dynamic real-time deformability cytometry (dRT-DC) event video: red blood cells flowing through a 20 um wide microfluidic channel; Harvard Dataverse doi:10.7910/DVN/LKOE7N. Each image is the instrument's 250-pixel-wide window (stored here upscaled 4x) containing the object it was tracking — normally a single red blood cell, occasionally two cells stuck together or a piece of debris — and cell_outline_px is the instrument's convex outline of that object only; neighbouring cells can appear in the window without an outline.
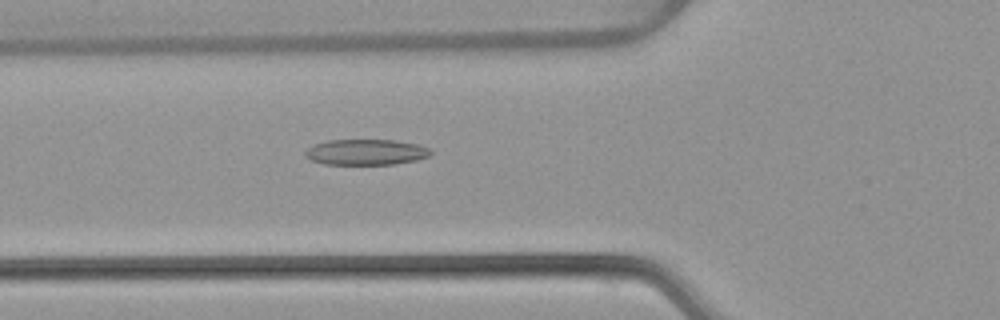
{"species": "common noctule bat (a hibernating species)", "species_latin": "Nyctalus noctula", "temperature_condition": "warm", "stored_images_in_passage": 52, "camera_frame_rate_fps": 3000, "um_per_image_px": 0.085, "animal": {"sex": "female", "body_mass_g": 22.7, "forearm_length_mm": 54.2}, "frame": {"image": 1, "passage_image": 19, "time_ms": 6.0, "image_size_px": [1000, 320], "cell_outline_px": [[432, 152], [428, 156], [416, 160], [392, 164], [324, 164], [312, 160], [304, 156], [304, 152], [308, 148], [316, 144], [328, 140], [396, 140], [420, 144], [428, 148]], "centroid_in_image_um": [31.11, 12.92], "position_along_channel_um": 94.7, "area_um2": 18.73}}
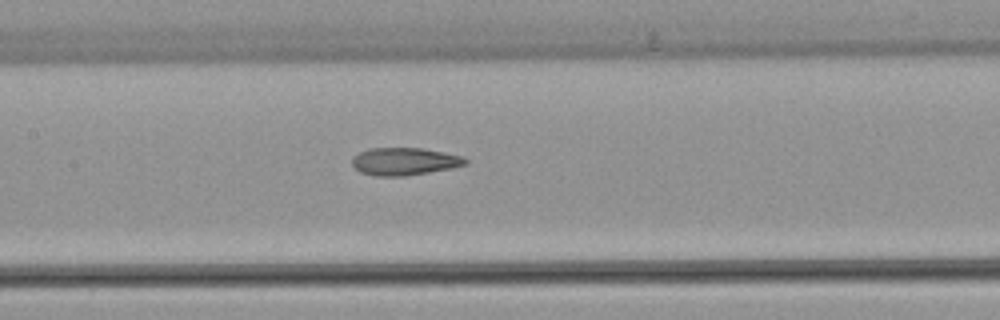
{"frame": {"image": 2, "passage_image": 25, "time_ms": 8.0, "image_size_px": [1000, 320], "cell_outline_px": [[468, 164], [452, 168], [404, 176], [376, 176], [360, 172], [352, 164], [352, 156], [368, 148], [424, 148], [464, 156], [468, 160]], "centroid_in_image_um": [34.4, 13.71], "position_along_channel_um": 173.0, "area_um2": 18.32}}
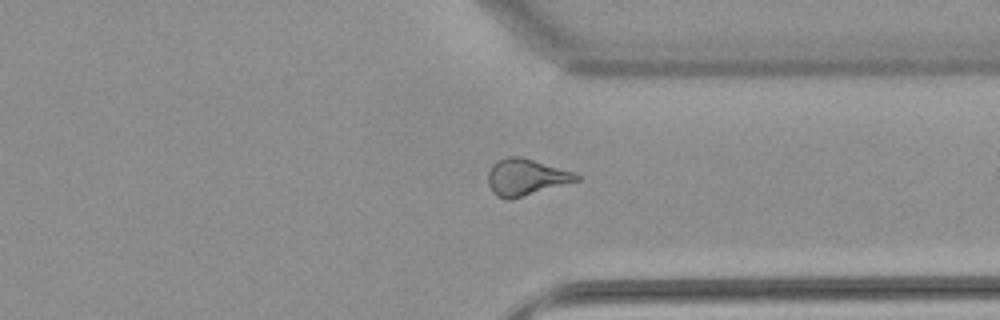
{"frame": {"image": 3, "passage_image": 40, "time_ms": 13.0, "image_size_px": [1000, 320], "cell_outline_px": [[580, 180], [508, 200], [504, 200], [496, 196], [492, 192], [488, 184], [488, 172], [492, 164], [496, 160], [508, 156], [520, 156], [572, 172], [580, 176]], "centroid_in_image_um": [44.64, 15.06], "position_along_channel_um": 366.8, "area_um2": 18.67}, "authors_computed_cell_mechanics": {"area_um2": 19.363, "velocity_mm_per_s": 3.8869, "shape_relaxation_time_tau1_ms": null, "shape_relaxation_time_tau2_ms": 1.9395, "deformation_change_tau1": null, "deformation_change_tau2": 0.1047}}